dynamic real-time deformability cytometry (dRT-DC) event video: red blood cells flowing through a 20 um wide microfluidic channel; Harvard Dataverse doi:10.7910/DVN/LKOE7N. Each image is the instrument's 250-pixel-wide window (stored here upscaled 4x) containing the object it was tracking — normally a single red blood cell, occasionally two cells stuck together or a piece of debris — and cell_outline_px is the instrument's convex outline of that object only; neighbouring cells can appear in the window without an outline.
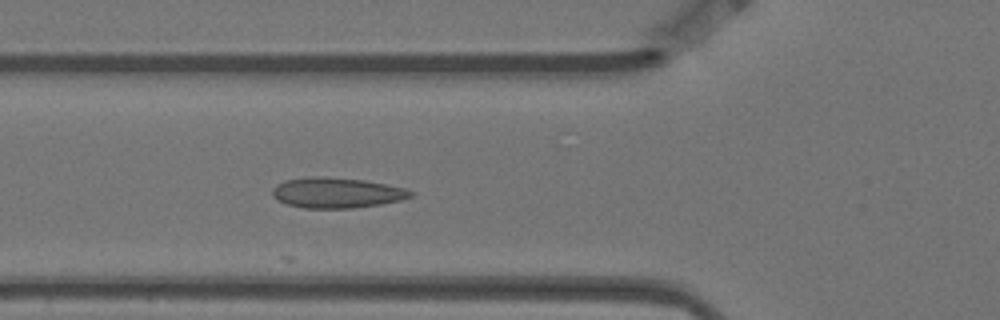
{"species": "Egyptian fruit bat (a non-hibernating species)", "species_latin": "Rousettus aegyptiacus", "temperature_condition": "warm", "stored_images_in_passage": 4, "camera_frame_rate_fps": 3000, "um_per_image_px": 0.085, "animal": {"sex": "female"}, "frame": {"image": 1, "passage_image": 4, "time_ms": 1.0, "image_size_px": [1000, 320], "cell_outline_px": [[416, 192], [412, 196], [400, 200], [384, 204], [352, 208], [304, 208], [288, 204], [276, 200], [272, 196], [272, 188], [276, 184], [284, 180], [312, 176], [324, 176], [364, 180], [404, 188]], "centroid_in_image_um": [28.6, 16.38], "position_along_channel_um": 97.2, "area_um2": 24.68}}